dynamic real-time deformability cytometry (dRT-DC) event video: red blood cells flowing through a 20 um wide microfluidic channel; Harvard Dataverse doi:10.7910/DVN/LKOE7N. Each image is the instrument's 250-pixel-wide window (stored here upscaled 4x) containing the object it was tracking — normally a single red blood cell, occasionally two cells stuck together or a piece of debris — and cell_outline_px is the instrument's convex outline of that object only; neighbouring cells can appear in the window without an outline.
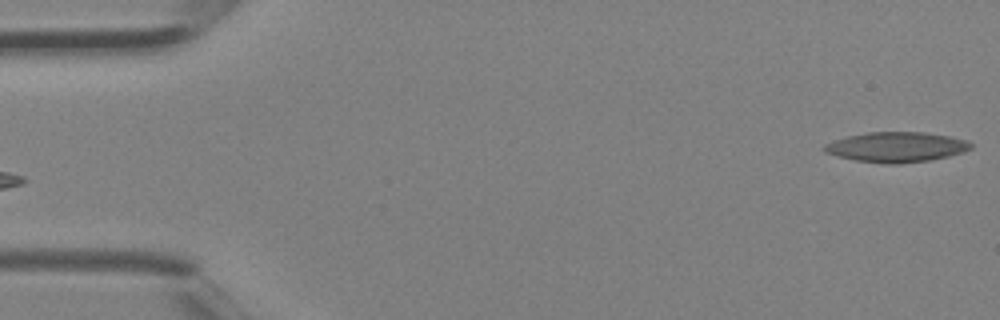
{"species": "Egyptian fruit bat (a non-hibernating species)", "species_latin": "Rousettus aegyptiacus", "temperature_condition": "room temperature", "stored_images_in_passage": 3, "camera_frame_rate_fps": 3000, "um_per_image_px": 0.085, "animal": {"sex": "female"}, "frame": {"image": 1, "passage_image": 3, "time_ms": 0.667, "image_size_px": [1000, 320], "cell_outline_px": [[972, 148], [964, 152], [948, 156], [928, 160], [900, 164], [888, 164], [856, 160], [824, 152], [820, 148], [824, 144], [832, 140], [848, 136], [868, 132], [924, 132], [948, 136], [964, 140], [972, 144]], "centroid_in_image_um": [76.16, 12.5], "position_along_channel_um": 8.8, "area_um2": 25.61}}